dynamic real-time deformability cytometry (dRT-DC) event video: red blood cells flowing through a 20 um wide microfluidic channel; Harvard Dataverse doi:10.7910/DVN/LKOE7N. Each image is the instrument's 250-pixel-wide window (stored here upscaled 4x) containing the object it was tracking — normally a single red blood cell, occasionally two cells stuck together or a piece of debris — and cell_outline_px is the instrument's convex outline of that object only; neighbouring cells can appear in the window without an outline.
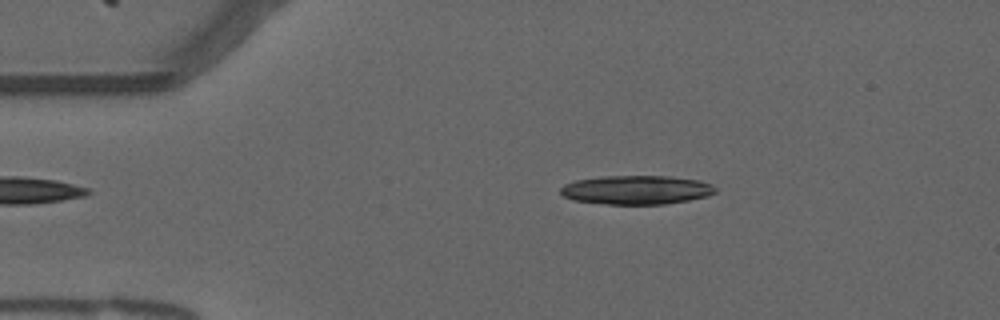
{"species": "common noctule bat (a hibernating species)", "species_latin": "Nyctalus noctula", "temperature_condition": "warm", "stored_images_in_passage": 53, "camera_frame_rate_fps": 3000, "um_per_image_px": 0.085, "animal": {"sex": "male", "forearm_length_mm": 52.5}, "frame": {"image": 1, "passage_image": 9, "time_ms": 2.667, "image_size_px": [1000, 320], "cell_outline_px": [[716, 192], [704, 196], [688, 200], [664, 204], [608, 204], [572, 200], [564, 196], [560, 192], [560, 188], [564, 184], [576, 180], [600, 176], [668, 176], [700, 180], [712, 184], [716, 188]], "centroid_in_image_um": [54.07, 16.13], "position_along_channel_um": 30.9, "area_um2": 26.07}}